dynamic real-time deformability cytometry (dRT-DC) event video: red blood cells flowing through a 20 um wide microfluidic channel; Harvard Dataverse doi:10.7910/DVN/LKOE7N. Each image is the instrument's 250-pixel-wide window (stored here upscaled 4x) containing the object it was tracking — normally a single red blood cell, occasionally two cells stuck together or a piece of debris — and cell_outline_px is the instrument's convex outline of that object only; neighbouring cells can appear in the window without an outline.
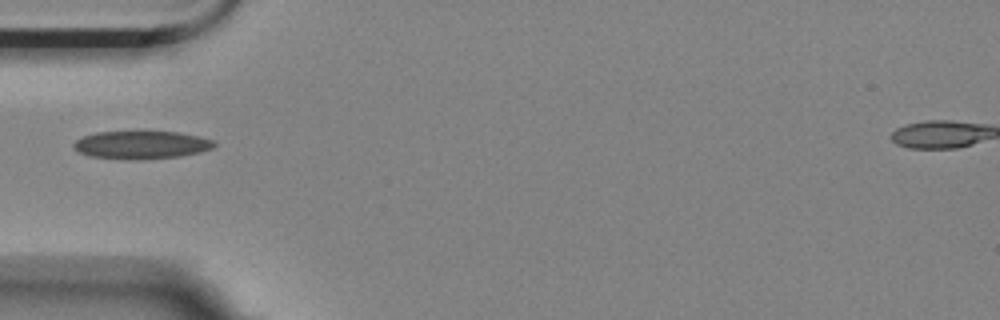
{"species": "Egyptian fruit bat (a non-hibernating species)", "species_latin": "Rousettus aegyptiacus", "temperature_condition": "room temperature", "stored_images_in_passage": 11, "camera_frame_rate_fps": 3000, "um_per_image_px": 0.085, "animal": {"sex": "female"}, "frame": {"image": 1, "passage_image": 1, "time_ms": 0.0, "image_size_px": [1000, 320], "cell_outline_px": [[216, 144], [212, 148], [200, 152], [180, 156], [140, 160], [128, 160], [88, 156], [72, 148], [72, 144], [76, 140], [84, 136], [96, 132], [180, 132], [200, 136], [212, 140]], "centroid_in_image_um": [12.0, 12.32], "position_along_channel_um": 73.0, "area_um2": 23.0}}
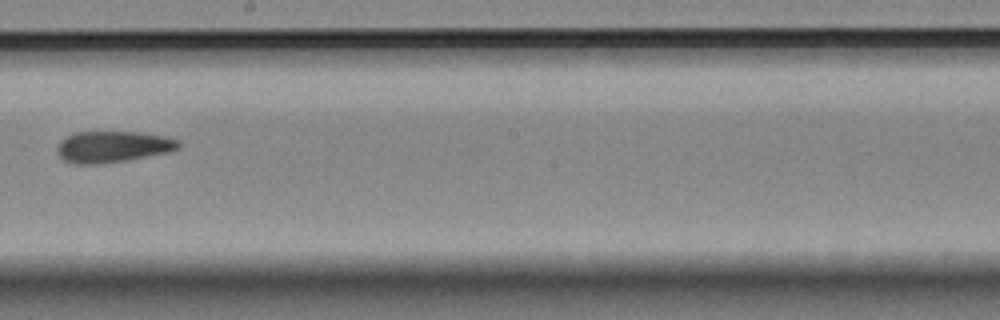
{"frame": {"image": 2, "passage_image": 5, "time_ms": 1.333, "image_size_px": [1000, 320], "cell_outline_px": [[180, 148], [164, 152], [124, 160], [96, 164], [76, 164], [64, 160], [60, 156], [56, 148], [60, 140], [76, 132], [136, 132], [164, 136], [180, 140]], "centroid_in_image_um": [9.55, 12.46], "position_along_channel_um": 238.7, "area_um2": 21.73}}
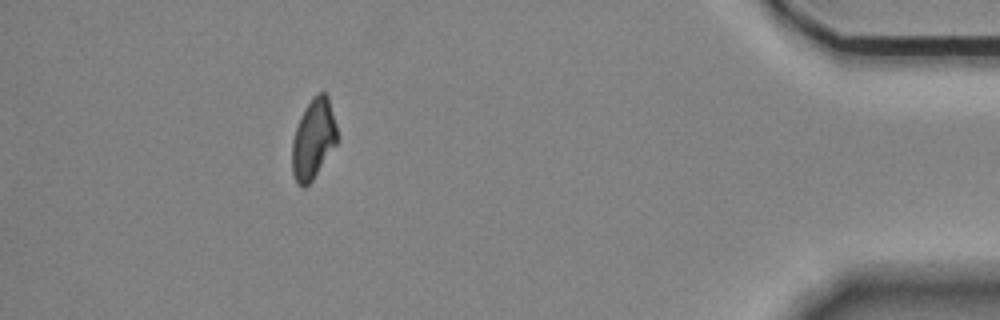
{"frame": {"image": 3, "passage_image": 10, "time_ms": 3.0, "image_size_px": [1000, 320], "cell_outline_px": [[336, 144], [312, 180], [304, 188], [296, 184], [292, 172], [292, 140], [300, 116], [312, 96], [320, 92], [324, 92], [328, 96], [336, 124]], "centroid_in_image_um": [26.61, 11.82], "position_along_channel_um": 408.6, "area_um2": 20.87}}